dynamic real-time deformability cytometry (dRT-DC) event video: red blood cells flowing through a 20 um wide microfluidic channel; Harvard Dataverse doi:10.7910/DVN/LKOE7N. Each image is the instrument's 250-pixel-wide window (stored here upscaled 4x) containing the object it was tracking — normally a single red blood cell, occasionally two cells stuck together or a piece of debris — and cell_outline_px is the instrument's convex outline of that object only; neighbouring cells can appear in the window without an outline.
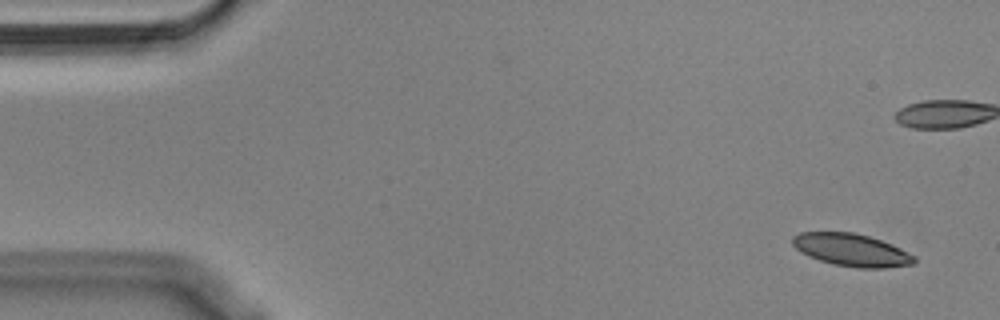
{"species": "Egyptian fruit bat (a non-hibernating species)", "species_latin": "Rousettus aegyptiacus", "temperature_condition": "cold", "stored_images_in_passage": 54, "camera_frame_rate_fps": 3000, "um_per_image_px": 0.085, "animal": {"sex": "male"}, "frame": {"image": 1, "passage_image": 1, "time_ms": 0.0, "image_size_px": [1000, 320], "cell_outline_px": [[916, 264], [884, 268], [856, 268], [832, 264], [808, 256], [800, 252], [792, 244], [792, 236], [800, 232], [856, 232], [892, 244], [916, 256]], "centroid_in_image_um": [72.39, 21.25], "position_along_channel_um": 12.6, "area_um2": 23.29}}
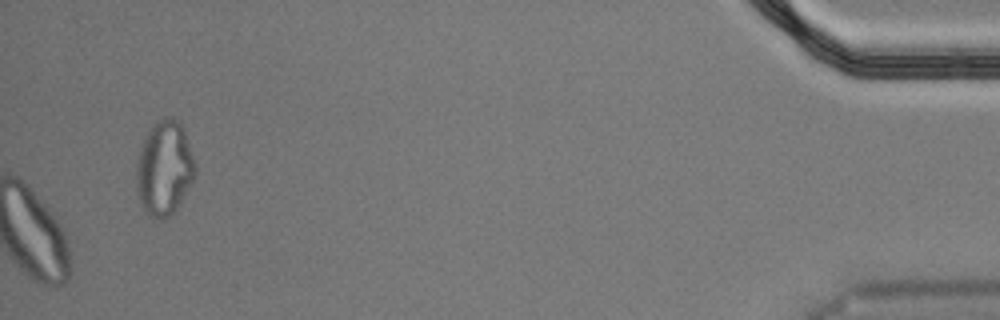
{"frame": {"image": 2, "passage_image": 54, "time_ms": 17.667, "image_size_px": [1000, 320], "cell_outline_px": [[196, 176], [176, 208], [168, 216], [160, 220], [148, 216], [140, 200], [136, 184], [136, 164], [140, 148], [152, 124], [164, 116], [172, 116], [184, 128], [196, 164]], "centroid_in_image_um": [13.98, 14.27], "position_along_channel_um": 421.2, "area_um2": 32.43}, "authors_computed_cell_mechanics": {"area_um2": 24.2471, "velocity_mm_per_s": 3.5944, "shape_relaxation_time_tau1_ms": 8.4659, "shape_relaxation_time_tau2_ms": 4.2913, "deformation_change_tau1": 0.1321, "deformation_change_tau2": 0.1017}}